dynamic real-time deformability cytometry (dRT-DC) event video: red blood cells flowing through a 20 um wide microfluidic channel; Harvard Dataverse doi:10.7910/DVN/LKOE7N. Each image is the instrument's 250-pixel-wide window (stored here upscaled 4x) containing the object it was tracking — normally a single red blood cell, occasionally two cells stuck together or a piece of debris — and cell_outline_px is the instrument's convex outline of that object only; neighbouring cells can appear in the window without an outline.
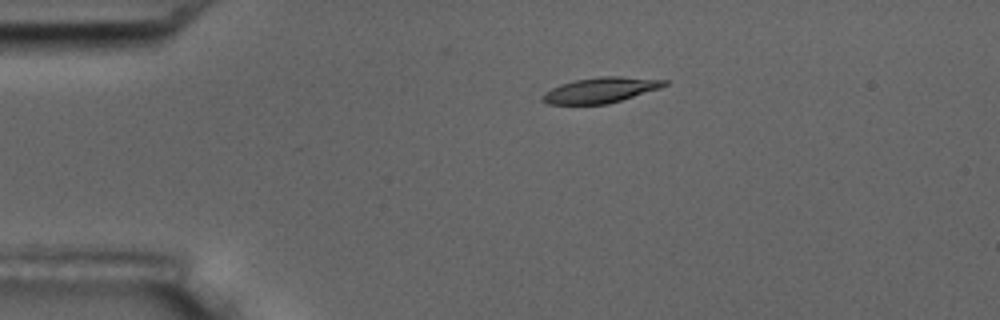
{"species": "common noctule bat (a hibernating species)", "species_latin": "Nyctalus noctula", "temperature_condition": "room temperature", "stored_images_in_passage": 7, "camera_frame_rate_fps": 3000, "um_per_image_px": 0.085, "animal": {"sex": "male", "body_mass_g": 17.5, "forearm_length_mm": 52.3}, "frame": {"image": 1, "passage_image": 3, "time_ms": 2.333, "image_size_px": [1000, 320], "cell_outline_px": [[668, 84], [660, 88], [608, 104], [548, 104], [540, 100], [540, 96], [544, 92], [560, 84], [576, 80], [600, 76], [620, 76], [668, 80]], "centroid_in_image_um": [51.03, 7.66], "position_along_channel_um": 34.0, "area_um2": 18.09}}
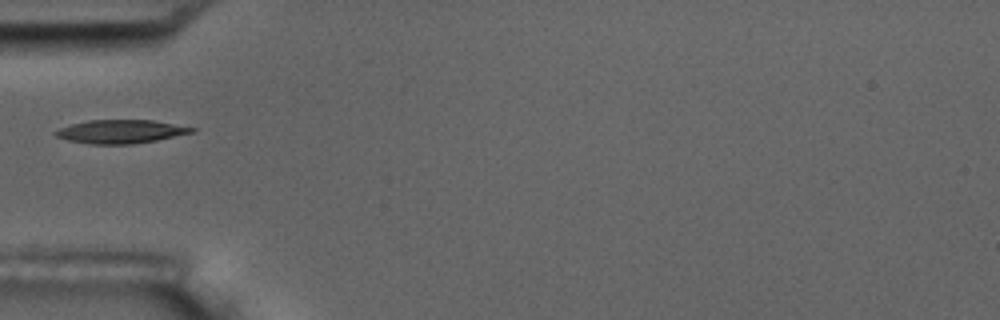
{"frame": {"image": 2, "passage_image": 5, "time_ms": 4.667, "image_size_px": [1000, 320], "cell_outline_px": [[196, 132], [156, 140], [132, 144], [88, 144], [68, 140], [56, 136], [52, 132], [60, 128], [72, 124], [88, 120], [152, 120], [196, 128]], "centroid_in_image_um": [10.26, 11.18], "position_along_channel_um": 74.7, "area_um2": 18.61}}